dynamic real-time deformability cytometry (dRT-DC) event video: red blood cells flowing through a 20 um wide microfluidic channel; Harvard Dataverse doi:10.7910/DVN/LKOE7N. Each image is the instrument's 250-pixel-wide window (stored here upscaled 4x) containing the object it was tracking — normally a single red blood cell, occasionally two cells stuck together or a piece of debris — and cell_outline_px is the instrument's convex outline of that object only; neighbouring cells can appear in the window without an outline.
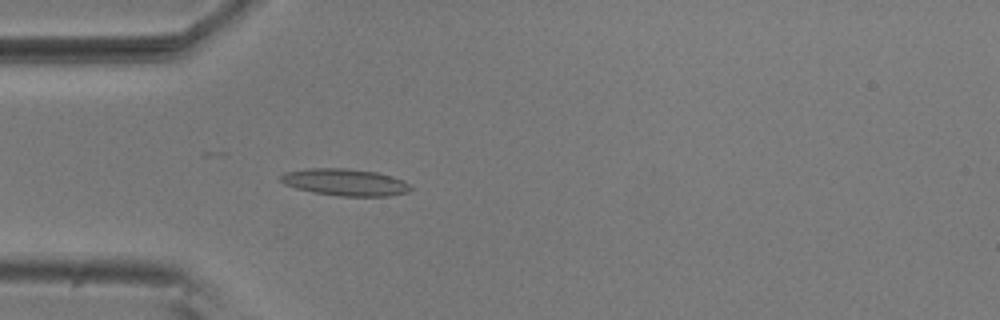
{"species": "common noctule bat (a hibernating species)", "species_latin": "Nyctalus noctula", "temperature_condition": "room temperature", "stored_images_in_passage": 4, "camera_frame_rate_fps": 3000, "um_per_image_px": 0.085, "animal": {"sex": "male", "body_mass_g": 20.5, "forearm_length_mm": 52.5}, "frame": {"image": 1, "passage_image": 4, "time_ms": 1.0, "image_size_px": [1000, 320], "cell_outline_px": [[412, 188], [408, 192], [388, 196], [340, 196], [312, 192], [296, 188], [284, 184], [280, 180], [280, 176], [284, 172], [308, 168], [348, 168], [376, 172], [404, 180]], "centroid_in_image_um": [29.31, 15.49], "position_along_channel_um": 55.7, "area_um2": 20.4}}